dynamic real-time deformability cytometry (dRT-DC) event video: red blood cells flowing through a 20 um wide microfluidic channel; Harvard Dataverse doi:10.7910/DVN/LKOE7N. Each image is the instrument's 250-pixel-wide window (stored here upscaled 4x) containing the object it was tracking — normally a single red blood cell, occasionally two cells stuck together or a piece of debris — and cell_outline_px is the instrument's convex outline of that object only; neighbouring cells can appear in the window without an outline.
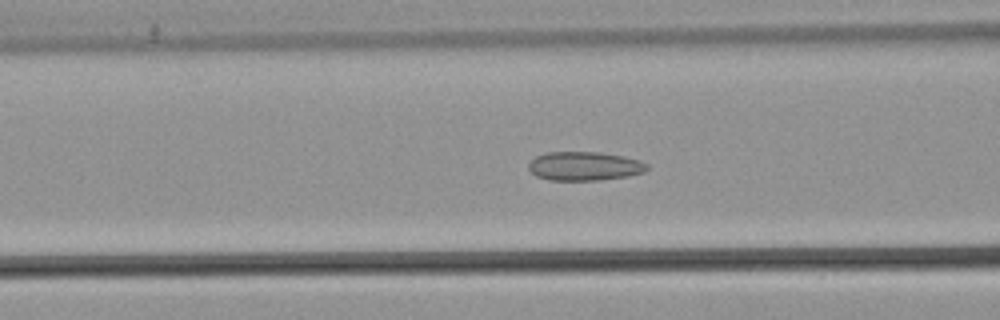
{"species": "common noctule bat (a hibernating species)", "species_latin": "Nyctalus noctula", "temperature_condition": "warm", "stored_images_in_passage": 54, "camera_frame_rate_fps": 3000, "um_per_image_px": 0.085, "animal": {"sex": "male", "body_mass_g": 21.5, "forearm_length_mm": 52.0}, "frame": {"image": 1, "passage_image": 22, "time_ms": 7.0, "image_size_px": [1000, 320], "cell_outline_px": [[648, 168], [644, 172], [628, 176], [600, 180], [548, 180], [536, 176], [528, 168], [528, 164], [536, 156], [548, 152], [600, 152], [624, 156], [640, 160], [648, 164]], "centroid_in_image_um": [49.69, 14.12], "position_along_channel_um": 116.9, "area_um2": 20.0}}
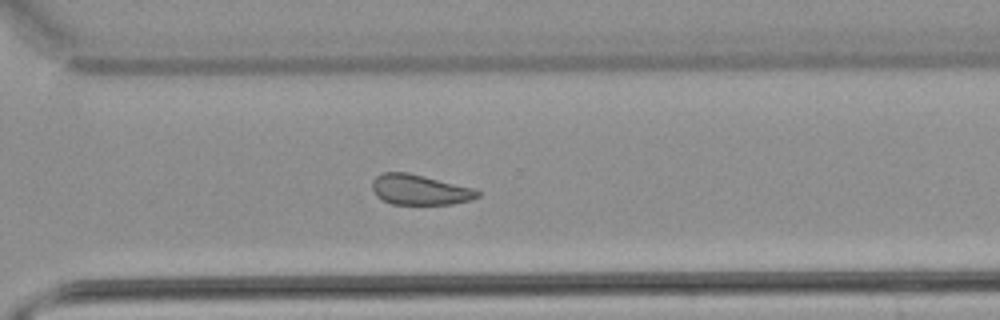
{"frame": {"image": 2, "passage_image": 39, "time_ms": 12.667, "image_size_px": [1000, 320], "cell_outline_px": [[480, 196], [472, 200], [452, 204], [392, 204], [376, 196], [372, 188], [372, 180], [376, 176], [384, 172], [408, 172], [472, 188], [480, 192]], "centroid_in_image_um": [35.66, 16.13], "position_along_channel_um": 334.9, "area_um2": 18.5}}
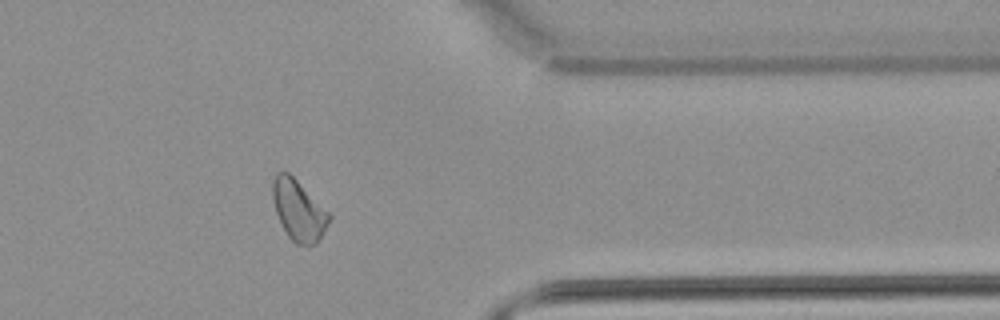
{"frame": {"image": 3, "passage_image": 44, "time_ms": 14.333, "image_size_px": [1000, 320], "cell_outline_px": [[332, 216], [316, 244], [296, 244], [288, 236], [276, 212], [272, 200], [272, 180], [276, 172], [288, 172]], "centroid_in_image_um": [25.35, 17.86], "position_along_channel_um": 386.1, "area_um2": 19.42}, "authors_computed_cell_mechanics": {"area_um2": 20.5479, "velocity_mm_per_s": 3.8493, "shape_relaxation_time_tau1_ms": null, "shape_relaxation_time_tau2_ms": 2.1179, "deformation_change_tau1": null, "deformation_change_tau2": 0.0915}}